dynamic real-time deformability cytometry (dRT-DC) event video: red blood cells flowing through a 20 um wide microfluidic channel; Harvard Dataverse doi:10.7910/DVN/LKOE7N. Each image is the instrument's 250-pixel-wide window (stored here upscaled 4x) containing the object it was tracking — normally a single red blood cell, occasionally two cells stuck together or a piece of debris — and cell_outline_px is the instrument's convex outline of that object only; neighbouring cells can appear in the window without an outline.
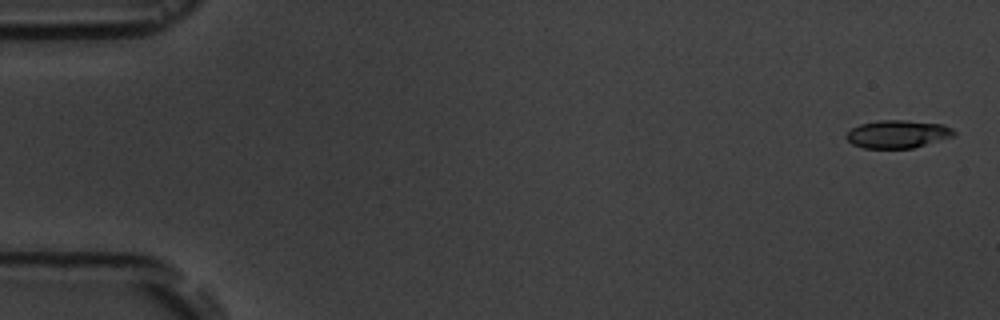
{"species": "common noctule bat (a hibernating species)", "species_latin": "Nyctalus noctula", "temperature_condition": "room temperature", "stored_images_in_passage": 5, "camera_frame_rate_fps": 3000, "um_per_image_px": 0.085, "animal": {"sex": "male", "body_mass_g": 19.5, "forearm_length_mm": 54.6}, "frame": {"image": 1, "passage_image": 1, "time_ms": 0.0, "image_size_px": [1000, 320], "cell_outline_px": [[956, 136], [912, 148], [864, 148], [852, 144], [844, 136], [852, 128], [860, 124], [876, 120], [904, 120], [944, 124], [952, 128], [956, 132]], "centroid_in_image_um": [76.32, 11.39], "position_along_channel_um": 8.7, "area_um2": 17.63}}
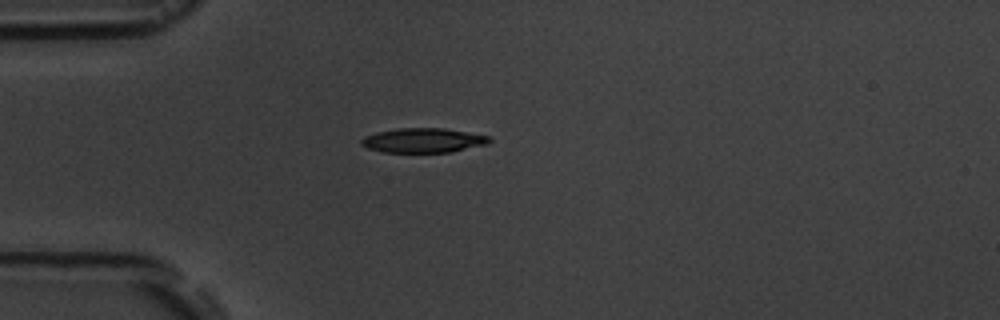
{"frame": {"image": 2, "passage_image": 5, "time_ms": 4.667, "image_size_px": [1000, 320], "cell_outline_px": [[492, 140], [488, 144], [452, 152], [380, 152], [368, 148], [360, 144], [360, 140], [364, 136], [376, 132], [396, 128], [444, 128], [488, 136]], "centroid_in_image_um": [35.94, 11.93], "position_along_channel_um": 49.1, "area_um2": 18.38}}